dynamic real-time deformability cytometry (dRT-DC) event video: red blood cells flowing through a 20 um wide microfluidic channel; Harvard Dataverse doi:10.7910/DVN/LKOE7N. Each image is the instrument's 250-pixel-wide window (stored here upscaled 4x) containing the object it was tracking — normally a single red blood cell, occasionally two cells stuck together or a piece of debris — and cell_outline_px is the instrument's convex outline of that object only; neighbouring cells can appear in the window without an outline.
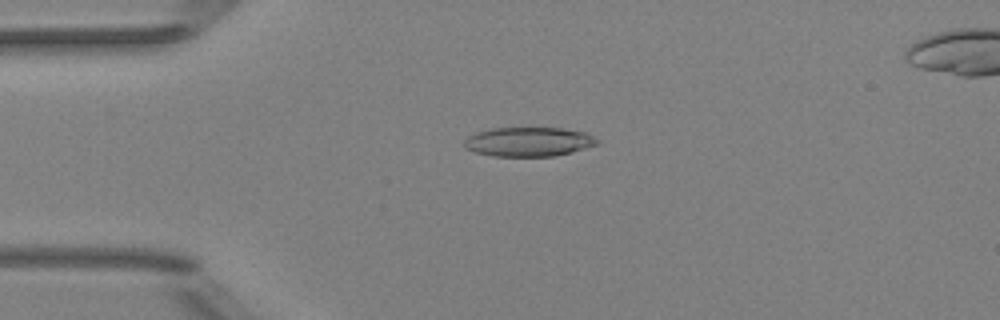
{"species": "Egyptian fruit bat (a non-hibernating species)", "species_latin": "Rousettus aegyptiacus", "temperature_condition": "room temperature", "stored_images_in_passage": 48, "camera_frame_rate_fps": 3000, "um_per_image_px": 0.085, "animal": {"sex": "female"}, "frame": {"image": 1, "passage_image": 9, "time_ms": 2.667, "image_size_px": [1000, 320], "cell_outline_px": [[600, 144], [556, 156], [492, 156], [476, 152], [464, 148], [464, 140], [468, 136], [476, 132], [492, 128], [564, 128], [584, 132], [600, 140]], "centroid_in_image_um": [44.94, 12.05], "position_along_channel_um": 40.1, "area_um2": 22.77}}
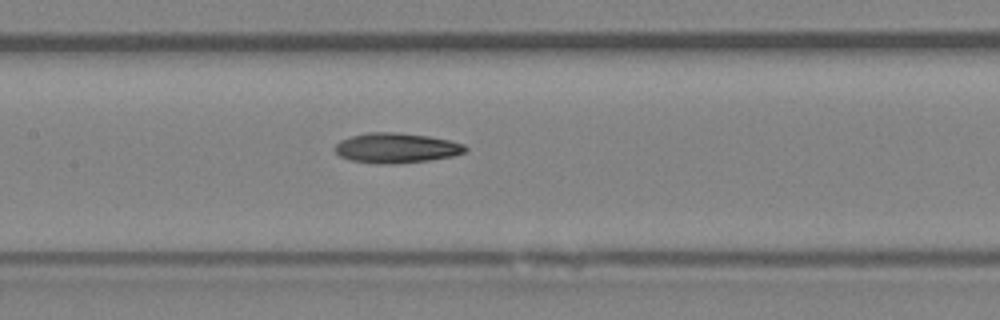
{"frame": {"image": 2, "passage_image": 21, "time_ms": 6.667, "image_size_px": [1000, 320], "cell_outline_px": [[468, 148], [464, 152], [452, 156], [432, 160], [392, 164], [376, 164], [348, 160], [340, 156], [332, 148], [340, 140], [352, 136], [368, 132], [396, 132], [428, 136], [448, 140], [464, 144]], "centroid_in_image_um": [33.65, 12.58], "position_along_channel_um": 173.8, "area_um2": 22.95}}
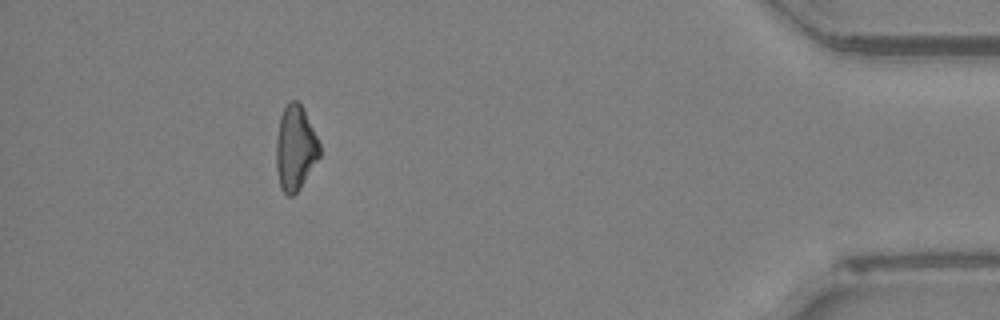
{"frame": {"image": 3, "passage_image": 43, "time_ms": 14.0, "image_size_px": [1000, 320], "cell_outline_px": [[320, 156], [300, 188], [292, 196], [288, 196], [280, 188], [276, 168], [276, 140], [280, 116], [284, 108], [292, 100], [296, 100], [300, 104], [320, 144]], "centroid_in_image_um": [25.08, 12.62], "position_along_channel_um": 410.1, "area_um2": 21.15}, "authors_computed_cell_mechanics": {"area_um2": 22.3108, "velocity_mm_per_s": 4.0232, "shape_relaxation_time_tau1_ms": 6.271, "shape_relaxation_time_tau2_ms": null, "deformation_change_tau1": 0.1326, "deformation_change_tau2": null}}